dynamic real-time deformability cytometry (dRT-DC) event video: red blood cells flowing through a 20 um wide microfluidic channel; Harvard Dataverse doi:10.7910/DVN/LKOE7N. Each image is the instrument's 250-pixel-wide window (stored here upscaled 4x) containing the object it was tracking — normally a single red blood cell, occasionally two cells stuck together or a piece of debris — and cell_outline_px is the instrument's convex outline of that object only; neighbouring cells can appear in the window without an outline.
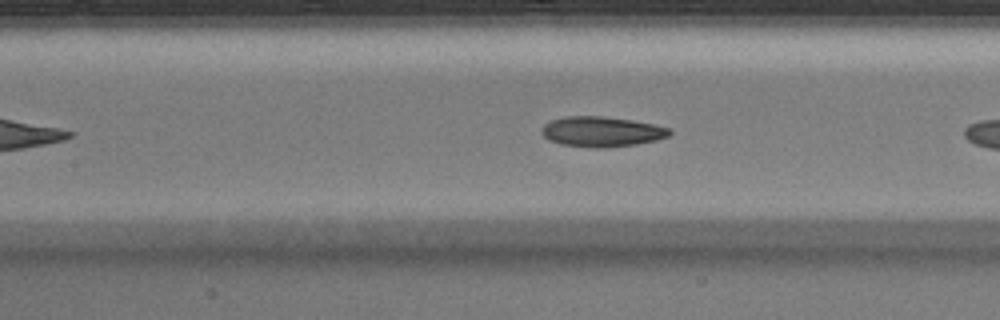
{"species": "Egyptian fruit bat (a non-hibernating species)", "species_latin": "Rousettus aegyptiacus", "temperature_condition": "warm", "stored_images_in_passage": 16, "camera_frame_rate_fps": 3000, "um_per_image_px": 0.085, "animal": {"sex": "male"}, "frame": {"image": 1, "passage_image": 7, "time_ms": 2.0, "image_size_px": [1000, 320], "cell_outline_px": [[672, 132], [668, 136], [656, 140], [636, 144], [604, 148], [592, 148], [560, 144], [548, 140], [544, 136], [544, 124], [552, 120], [564, 116], [600, 116], [632, 120], [672, 128]], "centroid_in_image_um": [51.16, 11.19], "position_along_channel_um": 156.2, "area_um2": 22.43}}
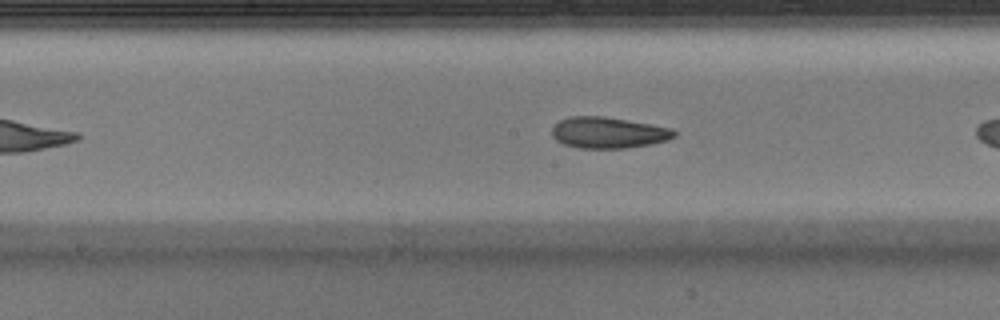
{"frame": {"image": 2, "passage_image": 10, "time_ms": 3.0, "image_size_px": [1000, 320], "cell_outline_px": [[676, 136], [668, 140], [652, 144], [624, 148], [580, 148], [564, 144], [556, 140], [552, 136], [552, 128], [560, 120], [568, 116], [604, 116], [672, 128], [676, 132]], "centroid_in_image_um": [51.71, 11.27], "position_along_channel_um": 196.5, "area_um2": 22.2}}